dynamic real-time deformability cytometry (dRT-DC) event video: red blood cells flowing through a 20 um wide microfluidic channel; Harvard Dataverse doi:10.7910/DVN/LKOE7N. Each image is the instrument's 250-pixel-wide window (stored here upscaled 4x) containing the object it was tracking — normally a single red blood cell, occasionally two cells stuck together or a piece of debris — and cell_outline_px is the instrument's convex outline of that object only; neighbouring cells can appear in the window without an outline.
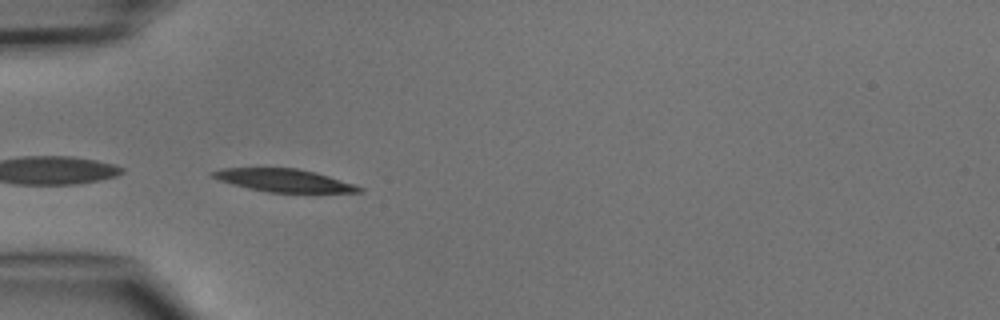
{"species": "common noctule bat (a hibernating species)", "species_latin": "Nyctalus noctula", "temperature_condition": "cold", "stored_images_in_passage": 6, "camera_frame_rate_fps": 3000, "um_per_image_px": 0.085, "animal": {"sex": "male", "body_mass_g": 15.6}, "frame": {"image": 1, "passage_image": 4, "time_ms": 4.333, "image_size_px": [1000, 320], "cell_outline_px": [[364, 188], [360, 192], [268, 192], [248, 188], [232, 184], [208, 176], [208, 172], [220, 168], [296, 168], [316, 172], [356, 184]], "centroid_in_image_um": [24.09, 15.32], "position_along_channel_um": 60.9, "area_um2": 19.54}}